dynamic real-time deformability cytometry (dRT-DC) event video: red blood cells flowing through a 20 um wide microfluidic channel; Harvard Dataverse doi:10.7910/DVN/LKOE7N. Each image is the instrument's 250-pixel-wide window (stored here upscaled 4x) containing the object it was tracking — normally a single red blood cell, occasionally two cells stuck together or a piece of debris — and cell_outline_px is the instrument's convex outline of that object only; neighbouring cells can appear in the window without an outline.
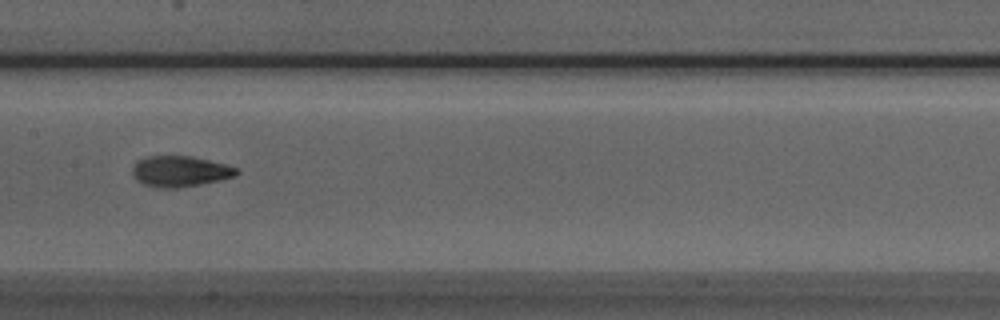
{"species": "Egyptian fruit bat (a non-hibernating species)", "species_latin": "Rousettus aegyptiacus", "temperature_condition": "room temperature", "stored_images_in_passage": 9, "camera_frame_rate_fps": 3000, "um_per_image_px": 0.085, "animal": {"sex": "male"}, "frame": {"image": 1, "passage_image": 7, "time_ms": 2.0, "image_size_px": [1000, 320], "cell_outline_px": [[240, 172], [236, 176], [220, 180], [180, 188], [156, 188], [144, 184], [136, 180], [132, 176], [132, 164], [136, 160], [148, 156], [192, 156], [240, 168]], "centroid_in_image_um": [15.28, 14.57], "position_along_channel_um": 192.1, "area_um2": 19.02}}
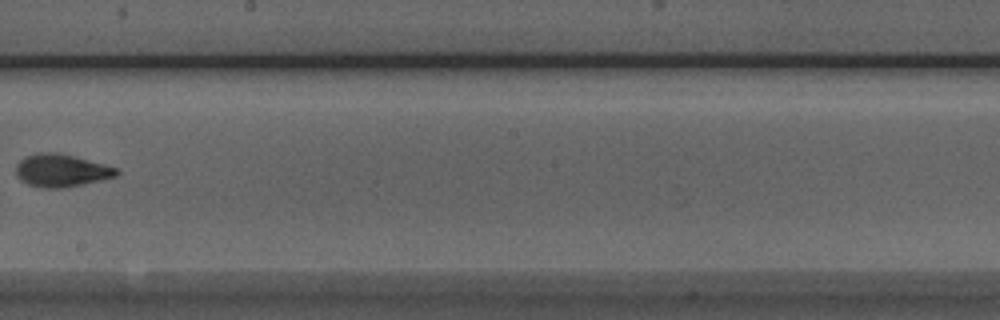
{"frame": {"image": 2, "passage_image": 8, "time_ms": 2.333, "image_size_px": [1000, 320], "cell_outline_px": [[120, 172], [116, 176], [100, 180], [60, 188], [44, 188], [28, 184], [20, 180], [16, 176], [16, 164], [24, 156], [36, 152], [56, 152], [104, 164], [116, 168]], "centroid_in_image_um": [5.15, 14.48], "position_along_channel_um": 243.0, "area_um2": 19.02}}
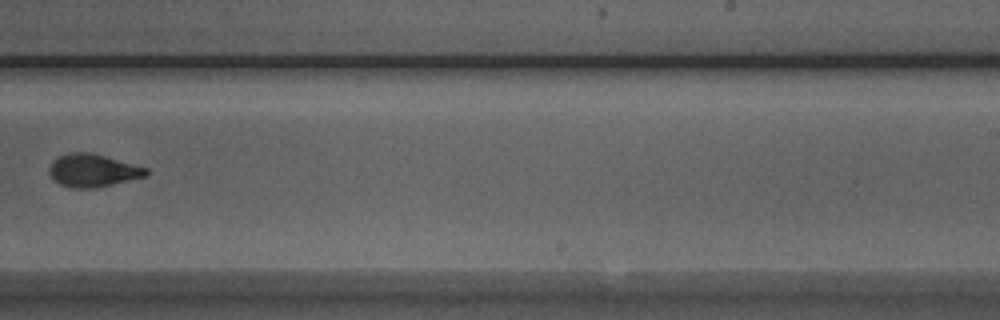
{"frame": {"image": 3, "passage_image": 9, "time_ms": 2.667, "image_size_px": [1000, 320], "cell_outline_px": [[148, 172], [144, 176], [96, 188], [72, 188], [60, 184], [52, 180], [48, 172], [48, 168], [52, 160], [68, 152], [88, 152], [104, 156], [148, 168]], "centroid_in_image_um": [7.81, 14.49], "position_along_channel_um": 281.2, "area_um2": 18.44}}